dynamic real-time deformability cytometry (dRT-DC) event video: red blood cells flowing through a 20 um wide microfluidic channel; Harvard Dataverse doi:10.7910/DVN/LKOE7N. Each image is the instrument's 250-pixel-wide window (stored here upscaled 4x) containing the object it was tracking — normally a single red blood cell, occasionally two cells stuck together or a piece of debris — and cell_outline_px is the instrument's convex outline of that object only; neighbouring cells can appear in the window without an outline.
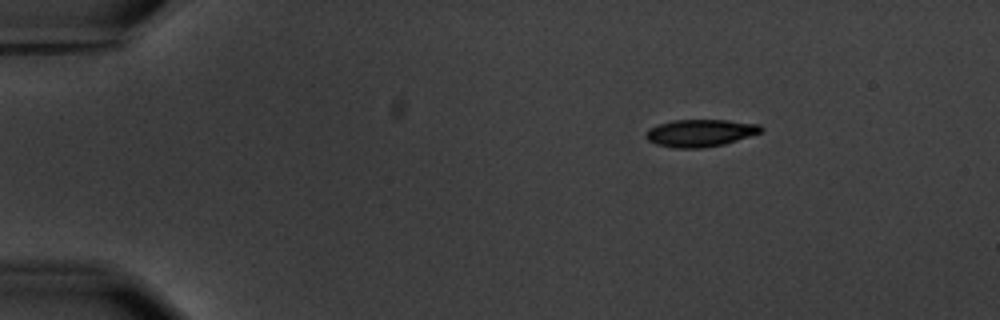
{"species": "common noctule bat (a hibernating species)", "species_latin": "Nyctalus noctula", "temperature_condition": "warm", "stored_images_in_passage": 4, "camera_frame_rate_fps": 3000, "um_per_image_px": 0.085, "animal": {"sex": "male", "body_mass_g": 20.1, "forearm_length_mm": 53.5}, "frame": {"image": 1, "passage_image": 1, "time_ms": 0.0, "image_size_px": [1000, 320], "cell_outline_px": [[764, 128], [760, 132], [724, 144], [704, 148], [676, 148], [656, 144], [648, 140], [644, 136], [648, 128], [672, 120], [728, 120], [760, 124]], "centroid_in_image_um": [59.5, 11.3], "position_along_channel_um": 25.5, "area_um2": 18.26}}